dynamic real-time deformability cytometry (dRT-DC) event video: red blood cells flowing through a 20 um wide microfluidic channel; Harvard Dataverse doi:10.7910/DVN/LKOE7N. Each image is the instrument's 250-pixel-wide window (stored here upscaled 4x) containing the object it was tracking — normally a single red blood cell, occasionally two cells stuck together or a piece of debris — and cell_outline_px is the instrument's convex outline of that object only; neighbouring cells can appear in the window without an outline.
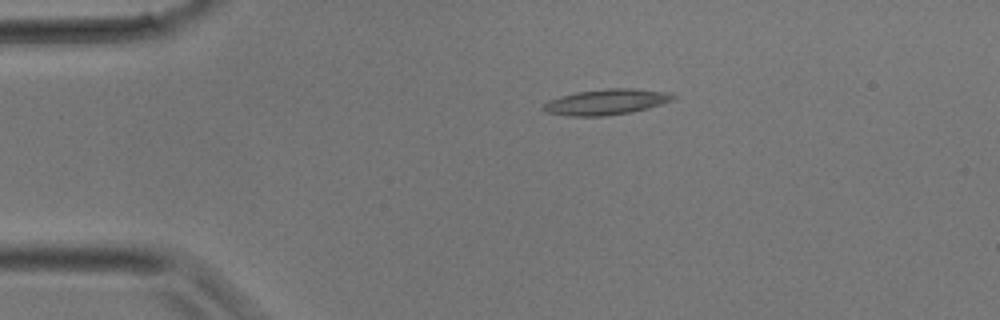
{"species": "common noctule bat (a hibernating species)", "species_latin": "Nyctalus noctula", "temperature_condition": "room temperature", "stored_images_in_passage": 2, "camera_frame_rate_fps": 3000, "um_per_image_px": 0.085, "animal": {"sex": "male", "body_mass_g": 17.9}, "frame": {"image": 1, "passage_image": 2, "time_ms": 0.333, "image_size_px": [1000, 320], "cell_outline_px": [[676, 96], [672, 100], [648, 108], [632, 112], [604, 116], [568, 116], [544, 112], [540, 108], [548, 100], [560, 96], [576, 92], [608, 88], [636, 88], [668, 92]], "centroid_in_image_um": [51.49, 8.66], "position_along_channel_um": 33.5, "area_um2": 19.54}}